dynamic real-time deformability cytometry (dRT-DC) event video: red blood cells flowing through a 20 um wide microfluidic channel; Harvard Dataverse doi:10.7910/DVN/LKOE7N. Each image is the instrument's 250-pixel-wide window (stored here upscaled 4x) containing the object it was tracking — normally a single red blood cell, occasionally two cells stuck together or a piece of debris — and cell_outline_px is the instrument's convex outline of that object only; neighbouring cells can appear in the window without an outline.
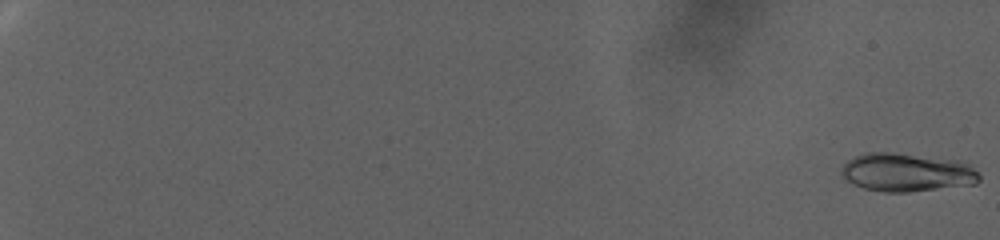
{"species": "human", "species_latin": "Homo sapiens", "temperature_condition": "warm", "stored_images_in_passage": 102, "camera_frame_rate_fps": 3000, "um_per_image_px": 0.085, "donor": {"sex": "female"}, "frame": {"image": 1, "passage_image": 1, "time_ms": 0.0, "image_size_px": [1000, 240], "cell_outline_px": [[980, 180], [976, 184], [908, 192], [884, 192], [864, 188], [852, 184], [840, 176], [840, 168], [848, 160], [864, 152], [892, 152], [964, 160], [980, 176]], "centroid_in_image_um": [77.06, 14.64], "position_along_channel_um": 7.9, "area_um2": 31.27}}
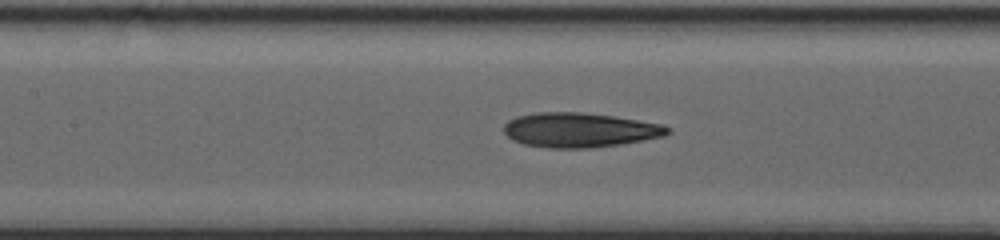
{"frame": {"image": 2, "passage_image": 57, "time_ms": 18.667, "image_size_px": [1000, 240], "cell_outline_px": [[672, 132], [664, 136], [620, 144], [588, 148], [548, 148], [524, 144], [512, 140], [504, 132], [504, 124], [508, 120], [516, 116], [536, 112], [580, 112], [612, 116], [664, 124], [672, 128]], "centroid_in_image_um": [49.28, 11.05], "position_along_channel_um": 158.1, "area_um2": 33.12}}
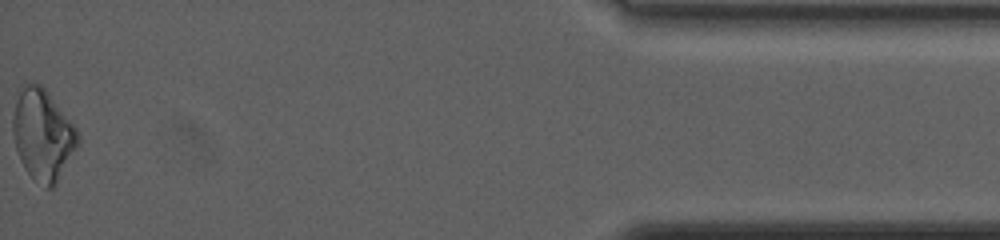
{"frame": {"image": 3, "passage_image": 102, "time_ms": 33.667, "image_size_px": [1000, 240], "cell_outline_px": [[80, 144], [56, 184], [52, 188], [44, 188], [24, 168], [20, 160], [16, 148], [12, 132], [12, 116], [16, 100], [24, 84], [32, 80], [36, 80], [48, 92], [80, 132]], "centroid_in_image_um": [3.65, 11.44], "position_along_channel_um": 431.5, "area_um2": 34.8}, "authors_computed_cell_mechanics": {"area_um2": 31.2987, "velocity_mm_per_s": 2.2549, "shape_relaxation_time_tau1_ms": null, "shape_relaxation_time_tau2_ms": 5.673, "deformation_change_tau1": null, "deformation_change_tau2": 0.1006}}